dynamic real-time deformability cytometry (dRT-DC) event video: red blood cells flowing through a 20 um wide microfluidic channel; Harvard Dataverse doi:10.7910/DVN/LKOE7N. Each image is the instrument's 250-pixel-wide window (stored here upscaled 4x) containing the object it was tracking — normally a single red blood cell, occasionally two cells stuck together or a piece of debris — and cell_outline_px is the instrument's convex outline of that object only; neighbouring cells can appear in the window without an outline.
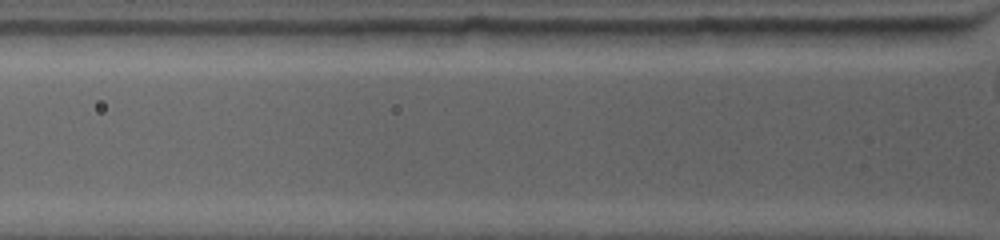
{"species": "common noctule bat (a hibernating species)", "species_latin": "Nyctalus noctula", "temperature_condition": "warm", "stored_images_in_passage": 2, "camera_frame_rate_fps": 4500, "um_per_image_px": 0.085, "animal": {"sex": "female", "body_mass_g": 19.0, "forearm_length_mm": 53.3}, "frame": {"image": 1, "passage_image": 2, "time_ms": 0.444, "image_size_px": [1000, 240], "cell_outline_px": [[964, 32], [956, 44], [840, 48], [832, 44], [824, 28], [952, 28]], "centroid_in_image_um": [75.81, 3.14], "position_along_channel_um": 50.0, "area_um2": 16.99}}